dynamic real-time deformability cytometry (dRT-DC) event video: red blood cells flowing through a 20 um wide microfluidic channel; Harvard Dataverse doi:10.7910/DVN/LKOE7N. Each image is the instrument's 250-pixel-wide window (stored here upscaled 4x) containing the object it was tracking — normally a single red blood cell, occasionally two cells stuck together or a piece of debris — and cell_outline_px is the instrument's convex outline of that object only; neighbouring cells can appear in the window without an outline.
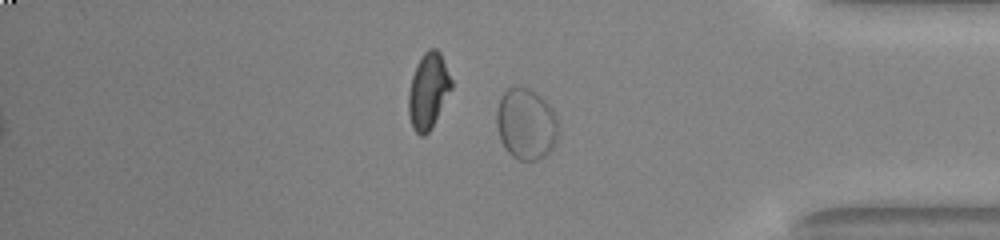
{"species": "common noctule bat (a hibernating species)", "species_latin": "Nyctalus noctula", "temperature_condition": "warm", "stored_images_in_passage": 47, "camera_frame_rate_fps": 3000, "um_per_image_px": 0.085, "animal": {"sex": "male", "body_mass_g": 20.0, "forearm_length_mm": 53.3}, "frame": {"image": 1, "passage_image": 38, "time_ms": 12.333, "image_size_px": [1000, 240], "cell_outline_px": [[556, 140], [552, 148], [544, 156], [536, 160], [520, 160], [512, 156], [508, 152], [500, 140], [496, 124], [496, 112], [500, 100], [504, 92], [508, 88], [528, 88], [544, 100], [548, 104], [556, 120]], "centroid_in_image_um": [44.67, 10.57], "position_along_channel_um": 390.5, "area_um2": 24.97}}
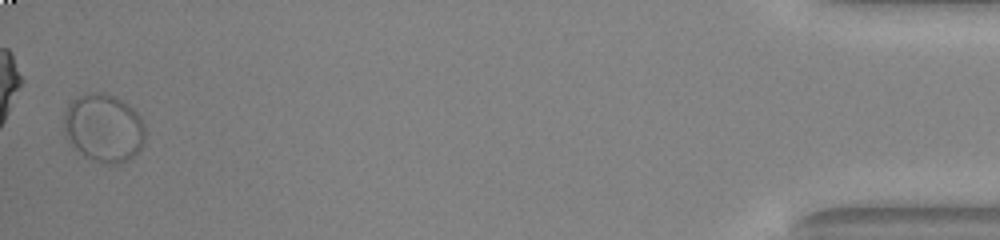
{"frame": {"image": 2, "passage_image": 46, "time_ms": 15.0, "image_size_px": [1000, 240], "cell_outline_px": [[144, 144], [128, 160], [120, 164], [112, 164], [96, 160], [84, 156], [72, 144], [64, 132], [64, 112], [68, 104], [76, 96], [88, 92], [104, 92], [124, 100], [136, 112], [144, 124]], "centroid_in_image_um": [8.81, 10.84], "position_along_channel_um": 426.4, "area_um2": 32.25}}